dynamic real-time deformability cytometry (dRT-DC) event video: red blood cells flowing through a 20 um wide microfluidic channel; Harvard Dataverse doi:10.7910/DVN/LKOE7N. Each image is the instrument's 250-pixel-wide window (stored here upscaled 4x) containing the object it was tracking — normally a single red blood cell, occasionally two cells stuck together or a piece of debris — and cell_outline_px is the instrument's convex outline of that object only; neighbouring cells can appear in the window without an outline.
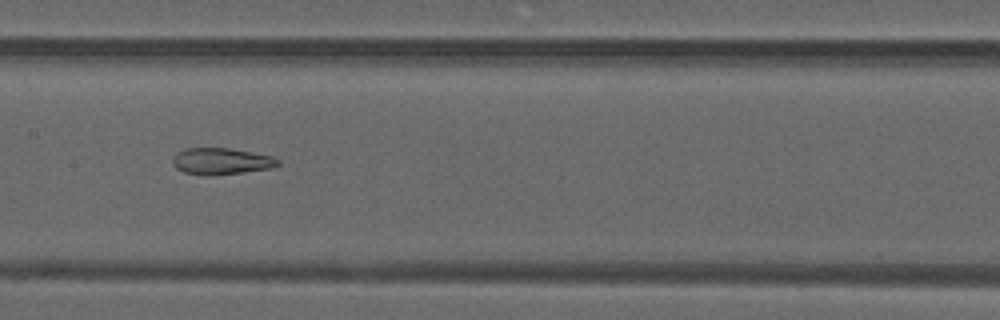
{"species": "common noctule bat (a hibernating species)", "species_latin": "Nyctalus noctula", "temperature_condition": "warm", "stored_images_in_passage": 49, "camera_frame_rate_fps": 3000, "um_per_image_px": 0.085, "animal": {"sex": "male", "forearm_length_mm": 52.5}, "frame": {"image": 1, "passage_image": 25, "time_ms": 8.0, "image_size_px": [1000, 320], "cell_outline_px": [[280, 164], [272, 168], [244, 172], [208, 176], [184, 172], [176, 168], [172, 164], [172, 160], [176, 152], [184, 148], [228, 148], [272, 156], [280, 160]], "centroid_in_image_um": [18.79, 13.71], "position_along_channel_um": 188.6, "area_um2": 16.36}}
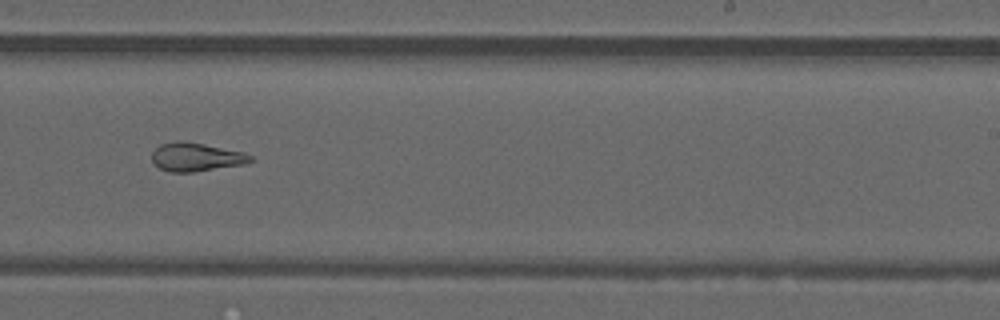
{"frame": {"image": 2, "passage_image": 31, "time_ms": 10.0, "image_size_px": [1000, 320], "cell_outline_px": [[252, 160], [244, 164], [192, 172], [168, 172], [152, 164], [152, 152], [160, 144], [176, 140], [184, 140], [244, 152], [252, 156]], "centroid_in_image_um": [16.61, 13.34], "position_along_channel_um": 272.4, "area_um2": 16.47}}
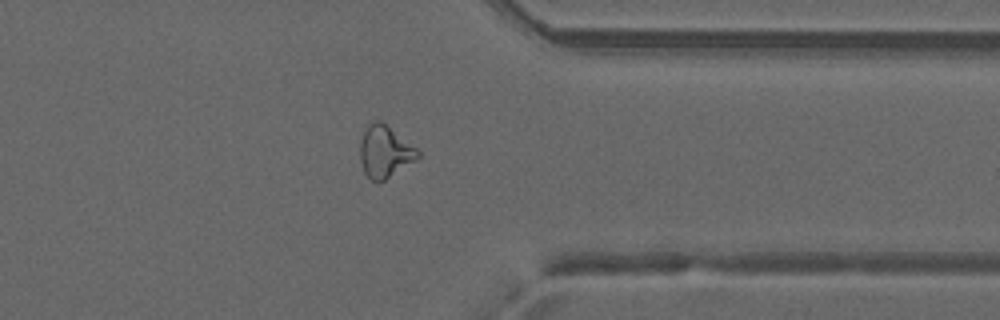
{"frame": {"image": 3, "passage_image": 39, "time_ms": 12.667, "image_size_px": [1000, 320], "cell_outline_px": [[420, 156], [416, 160], [384, 180], [372, 180], [364, 172], [360, 160], [360, 140], [364, 128], [372, 120], [380, 120], [416, 148], [420, 152]], "centroid_in_image_um": [32.68, 12.86], "position_along_channel_um": 378.7, "area_um2": 17.28}, "authors_computed_cell_mechanics": {"area_um2": 19.3052, "velocity_mm_per_s": 4.2095, "shape_relaxation_time_tau1_ms": null, "shape_relaxation_time_tau2_ms": 1.9883, "deformation_change_tau1": null, "deformation_change_tau2": 0.1137}}